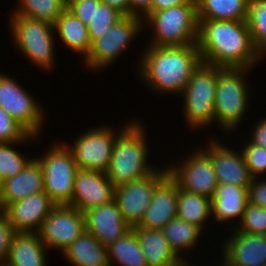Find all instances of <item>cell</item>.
<instances>
[{
    "label": "cell",
    "mask_w": 266,
    "mask_h": 266,
    "mask_svg": "<svg viewBox=\"0 0 266 266\" xmlns=\"http://www.w3.org/2000/svg\"><path fill=\"white\" fill-rule=\"evenodd\" d=\"M202 62L220 68H252L262 56L254 48L247 21L198 20Z\"/></svg>",
    "instance_id": "obj_1"
},
{
    "label": "cell",
    "mask_w": 266,
    "mask_h": 266,
    "mask_svg": "<svg viewBox=\"0 0 266 266\" xmlns=\"http://www.w3.org/2000/svg\"><path fill=\"white\" fill-rule=\"evenodd\" d=\"M143 51L138 73L145 84L157 93L181 94L202 63L197 44L148 46Z\"/></svg>",
    "instance_id": "obj_2"
},
{
    "label": "cell",
    "mask_w": 266,
    "mask_h": 266,
    "mask_svg": "<svg viewBox=\"0 0 266 266\" xmlns=\"http://www.w3.org/2000/svg\"><path fill=\"white\" fill-rule=\"evenodd\" d=\"M146 138V130L139 120L131 121L116 137L110 164L105 172L114 188L157 170L151 166L153 164L148 165L149 146Z\"/></svg>",
    "instance_id": "obj_3"
},
{
    "label": "cell",
    "mask_w": 266,
    "mask_h": 266,
    "mask_svg": "<svg viewBox=\"0 0 266 266\" xmlns=\"http://www.w3.org/2000/svg\"><path fill=\"white\" fill-rule=\"evenodd\" d=\"M249 70L251 69L217 67L215 121L225 132L238 128L246 114L250 90L245 75Z\"/></svg>",
    "instance_id": "obj_4"
},
{
    "label": "cell",
    "mask_w": 266,
    "mask_h": 266,
    "mask_svg": "<svg viewBox=\"0 0 266 266\" xmlns=\"http://www.w3.org/2000/svg\"><path fill=\"white\" fill-rule=\"evenodd\" d=\"M143 22L153 28L149 46H186L197 44V5H179L153 12Z\"/></svg>",
    "instance_id": "obj_5"
},
{
    "label": "cell",
    "mask_w": 266,
    "mask_h": 266,
    "mask_svg": "<svg viewBox=\"0 0 266 266\" xmlns=\"http://www.w3.org/2000/svg\"><path fill=\"white\" fill-rule=\"evenodd\" d=\"M12 40L30 63L44 70H51L54 62V25L30 17L12 15L10 18ZM54 36V37H53Z\"/></svg>",
    "instance_id": "obj_6"
},
{
    "label": "cell",
    "mask_w": 266,
    "mask_h": 266,
    "mask_svg": "<svg viewBox=\"0 0 266 266\" xmlns=\"http://www.w3.org/2000/svg\"><path fill=\"white\" fill-rule=\"evenodd\" d=\"M216 83L217 67L202 62L182 91L183 116L191 131L204 129L215 121Z\"/></svg>",
    "instance_id": "obj_7"
},
{
    "label": "cell",
    "mask_w": 266,
    "mask_h": 266,
    "mask_svg": "<svg viewBox=\"0 0 266 266\" xmlns=\"http://www.w3.org/2000/svg\"><path fill=\"white\" fill-rule=\"evenodd\" d=\"M52 145L44 156L36 158L43 170L44 191L56 205H69L79 169L72 153L62 142Z\"/></svg>",
    "instance_id": "obj_8"
},
{
    "label": "cell",
    "mask_w": 266,
    "mask_h": 266,
    "mask_svg": "<svg viewBox=\"0 0 266 266\" xmlns=\"http://www.w3.org/2000/svg\"><path fill=\"white\" fill-rule=\"evenodd\" d=\"M145 25L143 19L134 16H123L118 20L107 33L91 43L90 50L84 60V65L97 72L111 65L112 62L127 50L133 39L140 33ZM129 43V44H128Z\"/></svg>",
    "instance_id": "obj_9"
},
{
    "label": "cell",
    "mask_w": 266,
    "mask_h": 266,
    "mask_svg": "<svg viewBox=\"0 0 266 266\" xmlns=\"http://www.w3.org/2000/svg\"><path fill=\"white\" fill-rule=\"evenodd\" d=\"M126 123L119 132L110 126H101L98 128L89 129L80 134L76 141L70 146L64 144L72 153V157L80 170H92L106 172L116 137L131 123ZM113 129V130H112Z\"/></svg>",
    "instance_id": "obj_10"
},
{
    "label": "cell",
    "mask_w": 266,
    "mask_h": 266,
    "mask_svg": "<svg viewBox=\"0 0 266 266\" xmlns=\"http://www.w3.org/2000/svg\"><path fill=\"white\" fill-rule=\"evenodd\" d=\"M37 102L16 79L0 73V106L34 136L41 133L45 121L43 109Z\"/></svg>",
    "instance_id": "obj_11"
},
{
    "label": "cell",
    "mask_w": 266,
    "mask_h": 266,
    "mask_svg": "<svg viewBox=\"0 0 266 266\" xmlns=\"http://www.w3.org/2000/svg\"><path fill=\"white\" fill-rule=\"evenodd\" d=\"M179 165H169V175L177 182L178 186L191 193L212 198L218 187V181L212 159L201 147L190 153Z\"/></svg>",
    "instance_id": "obj_12"
},
{
    "label": "cell",
    "mask_w": 266,
    "mask_h": 266,
    "mask_svg": "<svg viewBox=\"0 0 266 266\" xmlns=\"http://www.w3.org/2000/svg\"><path fill=\"white\" fill-rule=\"evenodd\" d=\"M169 174L168 167L160 168L141 179L128 182L114 189V199L126 223L131 227L138 226L147 210L156 186Z\"/></svg>",
    "instance_id": "obj_13"
},
{
    "label": "cell",
    "mask_w": 266,
    "mask_h": 266,
    "mask_svg": "<svg viewBox=\"0 0 266 266\" xmlns=\"http://www.w3.org/2000/svg\"><path fill=\"white\" fill-rule=\"evenodd\" d=\"M84 231V213L69 205H56L38 233L47 249L61 250L63 253Z\"/></svg>",
    "instance_id": "obj_14"
},
{
    "label": "cell",
    "mask_w": 266,
    "mask_h": 266,
    "mask_svg": "<svg viewBox=\"0 0 266 266\" xmlns=\"http://www.w3.org/2000/svg\"><path fill=\"white\" fill-rule=\"evenodd\" d=\"M114 186L105 172L78 170L69 206L80 212L100 207L114 199Z\"/></svg>",
    "instance_id": "obj_15"
},
{
    "label": "cell",
    "mask_w": 266,
    "mask_h": 266,
    "mask_svg": "<svg viewBox=\"0 0 266 266\" xmlns=\"http://www.w3.org/2000/svg\"><path fill=\"white\" fill-rule=\"evenodd\" d=\"M207 148H203L211 157L218 184H232L249 188L253 179L242 151L225 146L220 140H211Z\"/></svg>",
    "instance_id": "obj_16"
},
{
    "label": "cell",
    "mask_w": 266,
    "mask_h": 266,
    "mask_svg": "<svg viewBox=\"0 0 266 266\" xmlns=\"http://www.w3.org/2000/svg\"><path fill=\"white\" fill-rule=\"evenodd\" d=\"M84 215L86 231L105 247L115 243L131 229L115 199L86 211Z\"/></svg>",
    "instance_id": "obj_17"
},
{
    "label": "cell",
    "mask_w": 266,
    "mask_h": 266,
    "mask_svg": "<svg viewBox=\"0 0 266 266\" xmlns=\"http://www.w3.org/2000/svg\"><path fill=\"white\" fill-rule=\"evenodd\" d=\"M56 206L43 191L9 204L3 211L16 232H39L45 218Z\"/></svg>",
    "instance_id": "obj_18"
},
{
    "label": "cell",
    "mask_w": 266,
    "mask_h": 266,
    "mask_svg": "<svg viewBox=\"0 0 266 266\" xmlns=\"http://www.w3.org/2000/svg\"><path fill=\"white\" fill-rule=\"evenodd\" d=\"M178 184L168 174L155 188L153 198L138 227L161 230L177 217Z\"/></svg>",
    "instance_id": "obj_19"
},
{
    "label": "cell",
    "mask_w": 266,
    "mask_h": 266,
    "mask_svg": "<svg viewBox=\"0 0 266 266\" xmlns=\"http://www.w3.org/2000/svg\"><path fill=\"white\" fill-rule=\"evenodd\" d=\"M231 232L222 247L225 259L235 266H266V235Z\"/></svg>",
    "instance_id": "obj_20"
},
{
    "label": "cell",
    "mask_w": 266,
    "mask_h": 266,
    "mask_svg": "<svg viewBox=\"0 0 266 266\" xmlns=\"http://www.w3.org/2000/svg\"><path fill=\"white\" fill-rule=\"evenodd\" d=\"M43 191V170L40 162L32 157L19 174L1 183L0 210H4L9 204L21 201L29 195Z\"/></svg>",
    "instance_id": "obj_21"
},
{
    "label": "cell",
    "mask_w": 266,
    "mask_h": 266,
    "mask_svg": "<svg viewBox=\"0 0 266 266\" xmlns=\"http://www.w3.org/2000/svg\"><path fill=\"white\" fill-rule=\"evenodd\" d=\"M248 188L232 184H218L214 196L211 198V209L214 220L221 223H231V220L239 218L248 205Z\"/></svg>",
    "instance_id": "obj_22"
},
{
    "label": "cell",
    "mask_w": 266,
    "mask_h": 266,
    "mask_svg": "<svg viewBox=\"0 0 266 266\" xmlns=\"http://www.w3.org/2000/svg\"><path fill=\"white\" fill-rule=\"evenodd\" d=\"M148 266H183V260L169 246L162 230L133 227Z\"/></svg>",
    "instance_id": "obj_23"
},
{
    "label": "cell",
    "mask_w": 266,
    "mask_h": 266,
    "mask_svg": "<svg viewBox=\"0 0 266 266\" xmlns=\"http://www.w3.org/2000/svg\"><path fill=\"white\" fill-rule=\"evenodd\" d=\"M37 232H16L6 259L9 266H46V249Z\"/></svg>",
    "instance_id": "obj_24"
},
{
    "label": "cell",
    "mask_w": 266,
    "mask_h": 266,
    "mask_svg": "<svg viewBox=\"0 0 266 266\" xmlns=\"http://www.w3.org/2000/svg\"><path fill=\"white\" fill-rule=\"evenodd\" d=\"M63 254L73 266H110L107 247L88 231H84Z\"/></svg>",
    "instance_id": "obj_25"
},
{
    "label": "cell",
    "mask_w": 266,
    "mask_h": 266,
    "mask_svg": "<svg viewBox=\"0 0 266 266\" xmlns=\"http://www.w3.org/2000/svg\"><path fill=\"white\" fill-rule=\"evenodd\" d=\"M53 25L54 31L67 48L83 55L84 58L87 56L91 47L87 25L67 8Z\"/></svg>",
    "instance_id": "obj_26"
},
{
    "label": "cell",
    "mask_w": 266,
    "mask_h": 266,
    "mask_svg": "<svg viewBox=\"0 0 266 266\" xmlns=\"http://www.w3.org/2000/svg\"><path fill=\"white\" fill-rule=\"evenodd\" d=\"M250 0H196L198 20L247 21Z\"/></svg>",
    "instance_id": "obj_27"
},
{
    "label": "cell",
    "mask_w": 266,
    "mask_h": 266,
    "mask_svg": "<svg viewBox=\"0 0 266 266\" xmlns=\"http://www.w3.org/2000/svg\"><path fill=\"white\" fill-rule=\"evenodd\" d=\"M210 216H212L210 198L188 192L178 186V218L194 224L203 230L204 224Z\"/></svg>",
    "instance_id": "obj_28"
},
{
    "label": "cell",
    "mask_w": 266,
    "mask_h": 266,
    "mask_svg": "<svg viewBox=\"0 0 266 266\" xmlns=\"http://www.w3.org/2000/svg\"><path fill=\"white\" fill-rule=\"evenodd\" d=\"M107 254L110 266H113L112 262L118 263L119 266H148L133 228L109 245Z\"/></svg>",
    "instance_id": "obj_29"
},
{
    "label": "cell",
    "mask_w": 266,
    "mask_h": 266,
    "mask_svg": "<svg viewBox=\"0 0 266 266\" xmlns=\"http://www.w3.org/2000/svg\"><path fill=\"white\" fill-rule=\"evenodd\" d=\"M161 230L171 249L183 261L186 259L180 255V252L182 251L185 254L186 250L194 248L203 232L196 225L178 217L171 219Z\"/></svg>",
    "instance_id": "obj_30"
},
{
    "label": "cell",
    "mask_w": 266,
    "mask_h": 266,
    "mask_svg": "<svg viewBox=\"0 0 266 266\" xmlns=\"http://www.w3.org/2000/svg\"><path fill=\"white\" fill-rule=\"evenodd\" d=\"M18 6L11 15L26 16L54 24L66 9L67 0H19Z\"/></svg>",
    "instance_id": "obj_31"
},
{
    "label": "cell",
    "mask_w": 266,
    "mask_h": 266,
    "mask_svg": "<svg viewBox=\"0 0 266 266\" xmlns=\"http://www.w3.org/2000/svg\"><path fill=\"white\" fill-rule=\"evenodd\" d=\"M39 136L28 134L21 142L0 143V183L21 172L26 164L32 159L21 154L16 145L29 142Z\"/></svg>",
    "instance_id": "obj_32"
},
{
    "label": "cell",
    "mask_w": 266,
    "mask_h": 266,
    "mask_svg": "<svg viewBox=\"0 0 266 266\" xmlns=\"http://www.w3.org/2000/svg\"><path fill=\"white\" fill-rule=\"evenodd\" d=\"M247 24L252 44L264 58L266 54V0L249 1Z\"/></svg>",
    "instance_id": "obj_33"
},
{
    "label": "cell",
    "mask_w": 266,
    "mask_h": 266,
    "mask_svg": "<svg viewBox=\"0 0 266 266\" xmlns=\"http://www.w3.org/2000/svg\"><path fill=\"white\" fill-rule=\"evenodd\" d=\"M122 17L123 15L120 12L107 4L100 3L99 5H95L94 18L88 25V34L91 43L103 37L110 27Z\"/></svg>",
    "instance_id": "obj_34"
},
{
    "label": "cell",
    "mask_w": 266,
    "mask_h": 266,
    "mask_svg": "<svg viewBox=\"0 0 266 266\" xmlns=\"http://www.w3.org/2000/svg\"><path fill=\"white\" fill-rule=\"evenodd\" d=\"M239 223L232 230L266 235V209L248 203Z\"/></svg>",
    "instance_id": "obj_35"
},
{
    "label": "cell",
    "mask_w": 266,
    "mask_h": 266,
    "mask_svg": "<svg viewBox=\"0 0 266 266\" xmlns=\"http://www.w3.org/2000/svg\"><path fill=\"white\" fill-rule=\"evenodd\" d=\"M242 146L245 164L253 178H260V175L266 173V149L252 144L250 141Z\"/></svg>",
    "instance_id": "obj_36"
},
{
    "label": "cell",
    "mask_w": 266,
    "mask_h": 266,
    "mask_svg": "<svg viewBox=\"0 0 266 266\" xmlns=\"http://www.w3.org/2000/svg\"><path fill=\"white\" fill-rule=\"evenodd\" d=\"M29 133L0 106V143L21 142Z\"/></svg>",
    "instance_id": "obj_37"
},
{
    "label": "cell",
    "mask_w": 266,
    "mask_h": 266,
    "mask_svg": "<svg viewBox=\"0 0 266 266\" xmlns=\"http://www.w3.org/2000/svg\"><path fill=\"white\" fill-rule=\"evenodd\" d=\"M100 3V0H67L66 8L88 26L94 18L95 5Z\"/></svg>",
    "instance_id": "obj_38"
},
{
    "label": "cell",
    "mask_w": 266,
    "mask_h": 266,
    "mask_svg": "<svg viewBox=\"0 0 266 266\" xmlns=\"http://www.w3.org/2000/svg\"><path fill=\"white\" fill-rule=\"evenodd\" d=\"M15 233L16 230L9 222L6 213L0 210V264L6 262Z\"/></svg>",
    "instance_id": "obj_39"
},
{
    "label": "cell",
    "mask_w": 266,
    "mask_h": 266,
    "mask_svg": "<svg viewBox=\"0 0 266 266\" xmlns=\"http://www.w3.org/2000/svg\"><path fill=\"white\" fill-rule=\"evenodd\" d=\"M248 201L250 204L266 209V179L253 178L248 188Z\"/></svg>",
    "instance_id": "obj_40"
},
{
    "label": "cell",
    "mask_w": 266,
    "mask_h": 266,
    "mask_svg": "<svg viewBox=\"0 0 266 266\" xmlns=\"http://www.w3.org/2000/svg\"><path fill=\"white\" fill-rule=\"evenodd\" d=\"M152 0H129L130 3V16L145 19L151 14Z\"/></svg>",
    "instance_id": "obj_41"
},
{
    "label": "cell",
    "mask_w": 266,
    "mask_h": 266,
    "mask_svg": "<svg viewBox=\"0 0 266 266\" xmlns=\"http://www.w3.org/2000/svg\"><path fill=\"white\" fill-rule=\"evenodd\" d=\"M179 5H197L196 0H152L151 13Z\"/></svg>",
    "instance_id": "obj_42"
},
{
    "label": "cell",
    "mask_w": 266,
    "mask_h": 266,
    "mask_svg": "<svg viewBox=\"0 0 266 266\" xmlns=\"http://www.w3.org/2000/svg\"><path fill=\"white\" fill-rule=\"evenodd\" d=\"M250 141L252 144L263 147L266 149V118H262L260 122H257L256 127L253 129Z\"/></svg>",
    "instance_id": "obj_43"
},
{
    "label": "cell",
    "mask_w": 266,
    "mask_h": 266,
    "mask_svg": "<svg viewBox=\"0 0 266 266\" xmlns=\"http://www.w3.org/2000/svg\"><path fill=\"white\" fill-rule=\"evenodd\" d=\"M101 3L107 4L108 6L116 9L123 16L130 15V3L129 0H100Z\"/></svg>",
    "instance_id": "obj_44"
},
{
    "label": "cell",
    "mask_w": 266,
    "mask_h": 266,
    "mask_svg": "<svg viewBox=\"0 0 266 266\" xmlns=\"http://www.w3.org/2000/svg\"><path fill=\"white\" fill-rule=\"evenodd\" d=\"M222 257L224 259L222 262V266H235V265L231 264L227 259H225L224 256H222Z\"/></svg>",
    "instance_id": "obj_45"
},
{
    "label": "cell",
    "mask_w": 266,
    "mask_h": 266,
    "mask_svg": "<svg viewBox=\"0 0 266 266\" xmlns=\"http://www.w3.org/2000/svg\"><path fill=\"white\" fill-rule=\"evenodd\" d=\"M183 266H191L189 263H187V260L183 261Z\"/></svg>",
    "instance_id": "obj_46"
},
{
    "label": "cell",
    "mask_w": 266,
    "mask_h": 266,
    "mask_svg": "<svg viewBox=\"0 0 266 266\" xmlns=\"http://www.w3.org/2000/svg\"><path fill=\"white\" fill-rule=\"evenodd\" d=\"M0 266H9V265H7L6 263H2L0 264Z\"/></svg>",
    "instance_id": "obj_47"
}]
</instances>
